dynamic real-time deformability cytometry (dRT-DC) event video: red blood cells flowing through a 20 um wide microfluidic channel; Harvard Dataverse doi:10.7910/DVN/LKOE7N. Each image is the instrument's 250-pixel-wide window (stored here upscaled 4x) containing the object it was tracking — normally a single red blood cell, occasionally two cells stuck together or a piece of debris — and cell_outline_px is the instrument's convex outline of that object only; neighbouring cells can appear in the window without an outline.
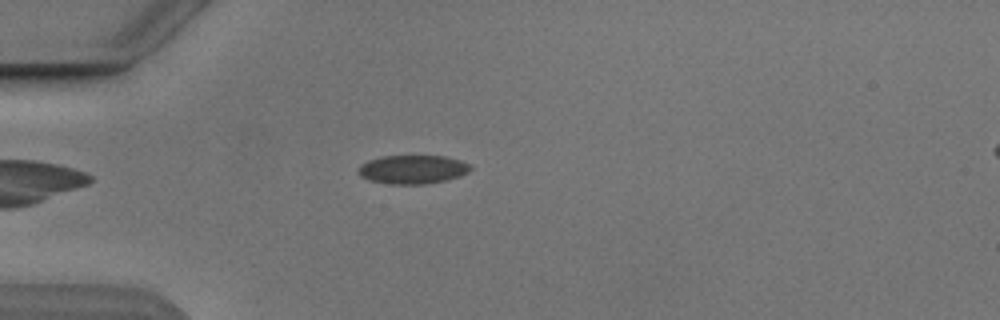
{"species": "Egyptian fruit bat (a non-hibernating species)", "species_latin": "Rousettus aegyptiacus", "temperature_condition": "cold", "stored_images_in_passage": 2, "camera_frame_rate_fps": 3000, "um_per_image_px": 0.085, "animal": {"sex": "male"}, "frame": {"image": 1, "passage_image": 2, "time_ms": 1.0, "image_size_px": [1000, 320], "cell_outline_px": [[472, 168], [468, 172], [460, 176], [444, 180], [424, 184], [392, 184], [368, 180], [360, 176], [360, 164], [368, 160], [380, 156], [444, 156], [460, 160], [468, 164]], "centroid_in_image_um": [35.06, 14.39], "position_along_channel_um": 49.9, "area_um2": 18.61}}